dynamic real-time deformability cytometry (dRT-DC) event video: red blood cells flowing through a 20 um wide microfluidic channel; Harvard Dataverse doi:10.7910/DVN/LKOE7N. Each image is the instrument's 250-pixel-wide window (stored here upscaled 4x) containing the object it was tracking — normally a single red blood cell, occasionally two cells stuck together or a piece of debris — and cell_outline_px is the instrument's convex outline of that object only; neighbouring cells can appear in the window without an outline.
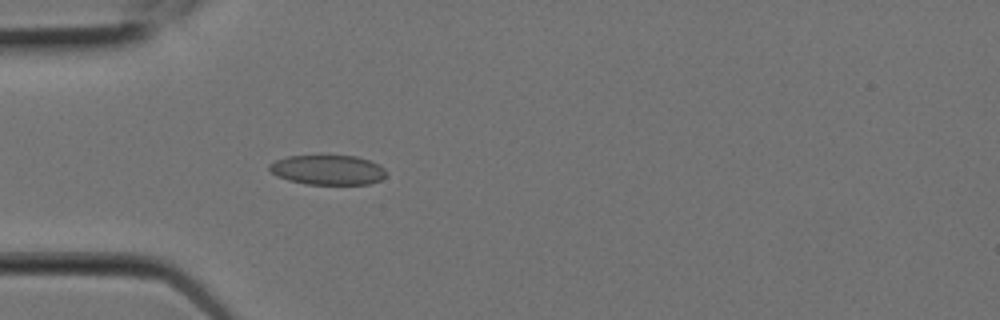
{"species": "Egyptian fruit bat (a non-hibernating species)", "species_latin": "Rousettus aegyptiacus", "temperature_condition": "room temperature", "stored_images_in_passage": 6, "camera_frame_rate_fps": 3000, "um_per_image_px": 0.085, "animal": {"sex": "female"}, "frame": {"image": 1, "passage_image": 6, "time_ms": 1.667, "image_size_px": [1000, 320], "cell_outline_px": [[388, 172], [380, 180], [368, 184], [304, 184], [288, 180], [276, 176], [268, 168], [268, 164], [276, 160], [288, 156], [356, 156], [380, 164]], "centroid_in_image_um": [27.86, 14.44], "position_along_channel_um": 57.1, "area_um2": 20.29}}